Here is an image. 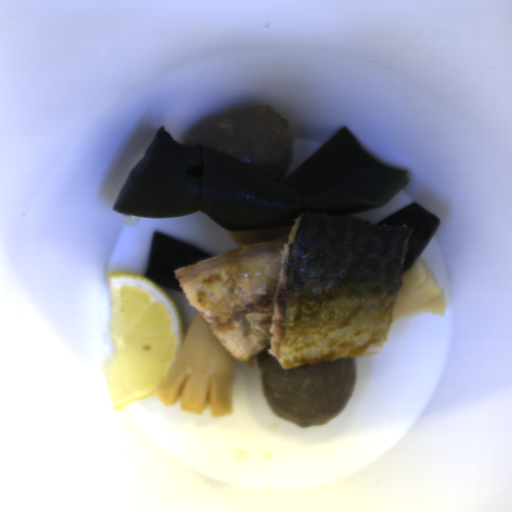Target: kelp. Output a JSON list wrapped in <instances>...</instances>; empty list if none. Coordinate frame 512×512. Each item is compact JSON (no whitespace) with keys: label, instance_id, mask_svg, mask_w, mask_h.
<instances>
[{"label":"kelp","instance_id":"kelp-1","mask_svg":"<svg viewBox=\"0 0 512 512\" xmlns=\"http://www.w3.org/2000/svg\"><path fill=\"white\" fill-rule=\"evenodd\" d=\"M407 175L374 159L344 125L283 183L221 151L178 143L159 126L112 209L152 218L203 212L229 232H248L293 226L301 213L379 208Z\"/></svg>","mask_w":512,"mask_h":512},{"label":"kelp","instance_id":"kelp-2","mask_svg":"<svg viewBox=\"0 0 512 512\" xmlns=\"http://www.w3.org/2000/svg\"><path fill=\"white\" fill-rule=\"evenodd\" d=\"M209 258L213 257L186 243L155 232L148 254L145 278L160 285L161 288L183 291L174 272Z\"/></svg>","mask_w":512,"mask_h":512},{"label":"kelp","instance_id":"kelp-3","mask_svg":"<svg viewBox=\"0 0 512 512\" xmlns=\"http://www.w3.org/2000/svg\"><path fill=\"white\" fill-rule=\"evenodd\" d=\"M376 225H405L411 228L412 232L403 259V273L419 258L421 252L440 227L441 220L417 202H413L379 221Z\"/></svg>","mask_w":512,"mask_h":512}]
</instances>
